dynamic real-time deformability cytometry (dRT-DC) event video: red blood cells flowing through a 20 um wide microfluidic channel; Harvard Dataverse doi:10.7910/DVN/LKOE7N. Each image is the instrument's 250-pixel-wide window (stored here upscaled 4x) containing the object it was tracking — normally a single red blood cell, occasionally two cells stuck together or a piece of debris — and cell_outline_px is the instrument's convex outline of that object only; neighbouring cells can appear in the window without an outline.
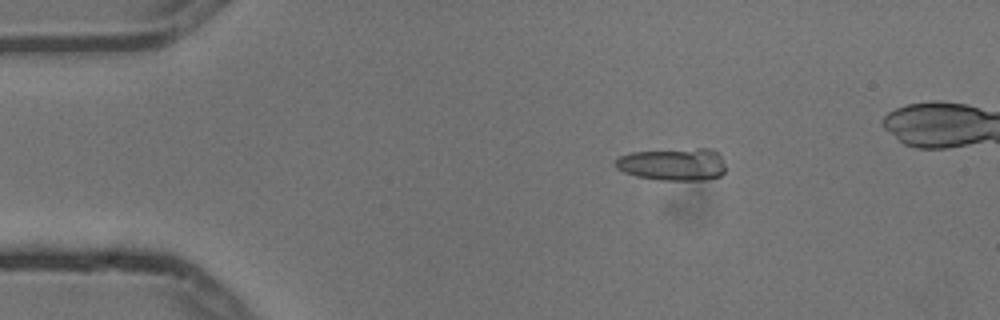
{"species": "common noctule bat (a hibernating species)", "species_latin": "Nyctalus noctula", "temperature_condition": "cold", "stored_images_in_passage": 4, "camera_frame_rate_fps": 3000, "um_per_image_px": 0.085, "animal": {"sex": "male", "body_mass_g": 13.3}, "frame": {"image": 1, "passage_image": 2, "time_ms": 0.333, "image_size_px": [1000, 320], "cell_outline_px": [[724, 172], [720, 176], [708, 180], [660, 180], [636, 176], [624, 172], [616, 168], [616, 160], [620, 156], [632, 152], [696, 148], [708, 148], [716, 152], [720, 156], [724, 164]], "centroid_in_image_um": [57.21, 13.97], "position_along_channel_um": 27.8, "area_um2": 20.81}}